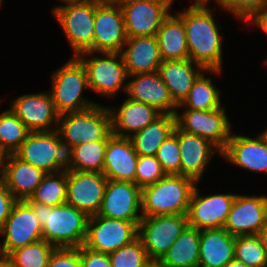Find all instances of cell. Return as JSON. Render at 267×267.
<instances>
[{"mask_svg":"<svg viewBox=\"0 0 267 267\" xmlns=\"http://www.w3.org/2000/svg\"><path fill=\"white\" fill-rule=\"evenodd\" d=\"M55 247L44 239L12 251L7 258L12 267H47Z\"/></svg>","mask_w":267,"mask_h":267,"instance_id":"36","label":"cell"},{"mask_svg":"<svg viewBox=\"0 0 267 267\" xmlns=\"http://www.w3.org/2000/svg\"><path fill=\"white\" fill-rule=\"evenodd\" d=\"M45 175L43 170L22 161L15 154L3 156L1 178L17 200L29 199Z\"/></svg>","mask_w":267,"mask_h":267,"instance_id":"24","label":"cell"},{"mask_svg":"<svg viewBox=\"0 0 267 267\" xmlns=\"http://www.w3.org/2000/svg\"><path fill=\"white\" fill-rule=\"evenodd\" d=\"M77 57L86 68L90 91L106 98L116 96L121 90L126 92L128 75L121 53L87 51Z\"/></svg>","mask_w":267,"mask_h":267,"instance_id":"8","label":"cell"},{"mask_svg":"<svg viewBox=\"0 0 267 267\" xmlns=\"http://www.w3.org/2000/svg\"><path fill=\"white\" fill-rule=\"evenodd\" d=\"M224 267H247V266L243 262L234 258L229 263H227Z\"/></svg>","mask_w":267,"mask_h":267,"instance_id":"47","label":"cell"},{"mask_svg":"<svg viewBox=\"0 0 267 267\" xmlns=\"http://www.w3.org/2000/svg\"><path fill=\"white\" fill-rule=\"evenodd\" d=\"M187 226V214L142 216L138 238L150 260H161Z\"/></svg>","mask_w":267,"mask_h":267,"instance_id":"9","label":"cell"},{"mask_svg":"<svg viewBox=\"0 0 267 267\" xmlns=\"http://www.w3.org/2000/svg\"><path fill=\"white\" fill-rule=\"evenodd\" d=\"M82 267H112L109 254L93 251L84 245L79 247Z\"/></svg>","mask_w":267,"mask_h":267,"instance_id":"43","label":"cell"},{"mask_svg":"<svg viewBox=\"0 0 267 267\" xmlns=\"http://www.w3.org/2000/svg\"><path fill=\"white\" fill-rule=\"evenodd\" d=\"M138 155L130 138L111 135L108 138L103 174L109 180L135 183Z\"/></svg>","mask_w":267,"mask_h":267,"instance_id":"23","label":"cell"},{"mask_svg":"<svg viewBox=\"0 0 267 267\" xmlns=\"http://www.w3.org/2000/svg\"><path fill=\"white\" fill-rule=\"evenodd\" d=\"M267 139V129H265L264 131L261 132Z\"/></svg>","mask_w":267,"mask_h":267,"instance_id":"53","label":"cell"},{"mask_svg":"<svg viewBox=\"0 0 267 267\" xmlns=\"http://www.w3.org/2000/svg\"><path fill=\"white\" fill-rule=\"evenodd\" d=\"M235 240L224 228L201 230L198 267H224L234 259Z\"/></svg>","mask_w":267,"mask_h":267,"instance_id":"27","label":"cell"},{"mask_svg":"<svg viewBox=\"0 0 267 267\" xmlns=\"http://www.w3.org/2000/svg\"><path fill=\"white\" fill-rule=\"evenodd\" d=\"M221 9L231 13L233 16L246 21L253 13L263 9L267 0H215Z\"/></svg>","mask_w":267,"mask_h":267,"instance_id":"41","label":"cell"},{"mask_svg":"<svg viewBox=\"0 0 267 267\" xmlns=\"http://www.w3.org/2000/svg\"><path fill=\"white\" fill-rule=\"evenodd\" d=\"M72 152L73 147L54 130L30 132L14 154L45 173H56L71 170Z\"/></svg>","mask_w":267,"mask_h":267,"instance_id":"5","label":"cell"},{"mask_svg":"<svg viewBox=\"0 0 267 267\" xmlns=\"http://www.w3.org/2000/svg\"><path fill=\"white\" fill-rule=\"evenodd\" d=\"M156 38L162 61L189 59L185 26L177 13L164 19Z\"/></svg>","mask_w":267,"mask_h":267,"instance_id":"29","label":"cell"},{"mask_svg":"<svg viewBox=\"0 0 267 267\" xmlns=\"http://www.w3.org/2000/svg\"><path fill=\"white\" fill-rule=\"evenodd\" d=\"M51 79L49 92L59 115L84 111L98 104L82 95L84 89L90 88L86 68L78 57L72 56L53 71Z\"/></svg>","mask_w":267,"mask_h":267,"instance_id":"4","label":"cell"},{"mask_svg":"<svg viewBox=\"0 0 267 267\" xmlns=\"http://www.w3.org/2000/svg\"><path fill=\"white\" fill-rule=\"evenodd\" d=\"M141 196L142 189L136 183L108 179L97 215L139 225L142 219Z\"/></svg>","mask_w":267,"mask_h":267,"instance_id":"15","label":"cell"},{"mask_svg":"<svg viewBox=\"0 0 267 267\" xmlns=\"http://www.w3.org/2000/svg\"><path fill=\"white\" fill-rule=\"evenodd\" d=\"M47 267H82L78 248H55Z\"/></svg>","mask_w":267,"mask_h":267,"instance_id":"42","label":"cell"},{"mask_svg":"<svg viewBox=\"0 0 267 267\" xmlns=\"http://www.w3.org/2000/svg\"><path fill=\"white\" fill-rule=\"evenodd\" d=\"M57 131L72 147L94 141H108L112 135L111 113L100 103L79 112L59 115Z\"/></svg>","mask_w":267,"mask_h":267,"instance_id":"6","label":"cell"},{"mask_svg":"<svg viewBox=\"0 0 267 267\" xmlns=\"http://www.w3.org/2000/svg\"><path fill=\"white\" fill-rule=\"evenodd\" d=\"M26 203L42 226L45 241L55 248H78L84 245L89 219L84 212L67 203L58 206Z\"/></svg>","mask_w":267,"mask_h":267,"instance_id":"2","label":"cell"},{"mask_svg":"<svg viewBox=\"0 0 267 267\" xmlns=\"http://www.w3.org/2000/svg\"><path fill=\"white\" fill-rule=\"evenodd\" d=\"M197 184L187 212L188 225L198 230L224 228L236 194L202 195Z\"/></svg>","mask_w":267,"mask_h":267,"instance_id":"17","label":"cell"},{"mask_svg":"<svg viewBox=\"0 0 267 267\" xmlns=\"http://www.w3.org/2000/svg\"><path fill=\"white\" fill-rule=\"evenodd\" d=\"M221 158L238 168L266 174L267 139L262 133L253 138L232 133Z\"/></svg>","mask_w":267,"mask_h":267,"instance_id":"21","label":"cell"},{"mask_svg":"<svg viewBox=\"0 0 267 267\" xmlns=\"http://www.w3.org/2000/svg\"><path fill=\"white\" fill-rule=\"evenodd\" d=\"M107 178L103 173L67 171L66 203L84 212L97 215L103 201Z\"/></svg>","mask_w":267,"mask_h":267,"instance_id":"16","label":"cell"},{"mask_svg":"<svg viewBox=\"0 0 267 267\" xmlns=\"http://www.w3.org/2000/svg\"><path fill=\"white\" fill-rule=\"evenodd\" d=\"M120 53L128 76L158 71L162 62L156 36L127 38Z\"/></svg>","mask_w":267,"mask_h":267,"instance_id":"26","label":"cell"},{"mask_svg":"<svg viewBox=\"0 0 267 267\" xmlns=\"http://www.w3.org/2000/svg\"><path fill=\"white\" fill-rule=\"evenodd\" d=\"M128 78L125 92L127 98L153 106L162 114L175 115L178 105L173 101L158 71L138 73Z\"/></svg>","mask_w":267,"mask_h":267,"instance_id":"20","label":"cell"},{"mask_svg":"<svg viewBox=\"0 0 267 267\" xmlns=\"http://www.w3.org/2000/svg\"><path fill=\"white\" fill-rule=\"evenodd\" d=\"M0 236L4 237L0 243V255L6 257L18 248L43 239L42 226L33 209L24 200H18L14 204L0 229Z\"/></svg>","mask_w":267,"mask_h":267,"instance_id":"13","label":"cell"},{"mask_svg":"<svg viewBox=\"0 0 267 267\" xmlns=\"http://www.w3.org/2000/svg\"><path fill=\"white\" fill-rule=\"evenodd\" d=\"M267 224V195L236 194L224 229L233 236L258 235Z\"/></svg>","mask_w":267,"mask_h":267,"instance_id":"18","label":"cell"},{"mask_svg":"<svg viewBox=\"0 0 267 267\" xmlns=\"http://www.w3.org/2000/svg\"><path fill=\"white\" fill-rule=\"evenodd\" d=\"M205 69L190 59L164 60L158 73L169 89L173 101L180 105L187 97L193 82Z\"/></svg>","mask_w":267,"mask_h":267,"instance_id":"28","label":"cell"},{"mask_svg":"<svg viewBox=\"0 0 267 267\" xmlns=\"http://www.w3.org/2000/svg\"><path fill=\"white\" fill-rule=\"evenodd\" d=\"M0 267H12L10 260L6 256L0 255Z\"/></svg>","mask_w":267,"mask_h":267,"instance_id":"49","label":"cell"},{"mask_svg":"<svg viewBox=\"0 0 267 267\" xmlns=\"http://www.w3.org/2000/svg\"><path fill=\"white\" fill-rule=\"evenodd\" d=\"M17 201L18 200L7 189L3 179L0 178V229L5 224L6 219L9 217Z\"/></svg>","mask_w":267,"mask_h":267,"instance_id":"44","label":"cell"},{"mask_svg":"<svg viewBox=\"0 0 267 267\" xmlns=\"http://www.w3.org/2000/svg\"><path fill=\"white\" fill-rule=\"evenodd\" d=\"M234 258L247 267H267V258L258 235L236 236Z\"/></svg>","mask_w":267,"mask_h":267,"instance_id":"37","label":"cell"},{"mask_svg":"<svg viewBox=\"0 0 267 267\" xmlns=\"http://www.w3.org/2000/svg\"><path fill=\"white\" fill-rule=\"evenodd\" d=\"M225 110L224 105L210 111L183 109L179 113L177 110L176 126L184 132L209 140L222 152L232 134V124Z\"/></svg>","mask_w":267,"mask_h":267,"instance_id":"10","label":"cell"},{"mask_svg":"<svg viewBox=\"0 0 267 267\" xmlns=\"http://www.w3.org/2000/svg\"><path fill=\"white\" fill-rule=\"evenodd\" d=\"M143 267H165L160 260H149Z\"/></svg>","mask_w":267,"mask_h":267,"instance_id":"48","label":"cell"},{"mask_svg":"<svg viewBox=\"0 0 267 267\" xmlns=\"http://www.w3.org/2000/svg\"><path fill=\"white\" fill-rule=\"evenodd\" d=\"M173 0H132L121 6L127 38L156 36L164 19L171 13Z\"/></svg>","mask_w":267,"mask_h":267,"instance_id":"12","label":"cell"},{"mask_svg":"<svg viewBox=\"0 0 267 267\" xmlns=\"http://www.w3.org/2000/svg\"><path fill=\"white\" fill-rule=\"evenodd\" d=\"M111 113L112 134L119 137H131L162 113L155 107L126 98L119 107L108 106Z\"/></svg>","mask_w":267,"mask_h":267,"instance_id":"25","label":"cell"},{"mask_svg":"<svg viewBox=\"0 0 267 267\" xmlns=\"http://www.w3.org/2000/svg\"><path fill=\"white\" fill-rule=\"evenodd\" d=\"M137 238L136 223L94 215L88 219L84 246L96 252L110 254Z\"/></svg>","mask_w":267,"mask_h":267,"instance_id":"11","label":"cell"},{"mask_svg":"<svg viewBox=\"0 0 267 267\" xmlns=\"http://www.w3.org/2000/svg\"><path fill=\"white\" fill-rule=\"evenodd\" d=\"M206 72V73H205ZM208 73L220 75L222 70H205L193 82L187 97L177 108L210 111L221 108V91L216 88L210 77H205ZM205 74V75H204Z\"/></svg>","mask_w":267,"mask_h":267,"instance_id":"31","label":"cell"},{"mask_svg":"<svg viewBox=\"0 0 267 267\" xmlns=\"http://www.w3.org/2000/svg\"><path fill=\"white\" fill-rule=\"evenodd\" d=\"M97 1H100V2H114L115 0H97Z\"/></svg>","mask_w":267,"mask_h":267,"instance_id":"52","label":"cell"},{"mask_svg":"<svg viewBox=\"0 0 267 267\" xmlns=\"http://www.w3.org/2000/svg\"><path fill=\"white\" fill-rule=\"evenodd\" d=\"M156 158L160 162L165 174L181 175V158L178 143V127L170 134L159 147Z\"/></svg>","mask_w":267,"mask_h":267,"instance_id":"39","label":"cell"},{"mask_svg":"<svg viewBox=\"0 0 267 267\" xmlns=\"http://www.w3.org/2000/svg\"><path fill=\"white\" fill-rule=\"evenodd\" d=\"M165 175L156 156H138L135 183L141 189L158 182Z\"/></svg>","mask_w":267,"mask_h":267,"instance_id":"40","label":"cell"},{"mask_svg":"<svg viewBox=\"0 0 267 267\" xmlns=\"http://www.w3.org/2000/svg\"><path fill=\"white\" fill-rule=\"evenodd\" d=\"M211 0H194L186 10L178 11L182 18L189 52V59L205 70H223V50L219 29L213 9L208 6Z\"/></svg>","mask_w":267,"mask_h":267,"instance_id":"1","label":"cell"},{"mask_svg":"<svg viewBox=\"0 0 267 267\" xmlns=\"http://www.w3.org/2000/svg\"><path fill=\"white\" fill-rule=\"evenodd\" d=\"M127 41L124 15L115 2L96 0L93 52L120 53Z\"/></svg>","mask_w":267,"mask_h":267,"instance_id":"14","label":"cell"},{"mask_svg":"<svg viewBox=\"0 0 267 267\" xmlns=\"http://www.w3.org/2000/svg\"><path fill=\"white\" fill-rule=\"evenodd\" d=\"M262 247L265 252V256L267 258V224L263 227V229L258 234Z\"/></svg>","mask_w":267,"mask_h":267,"instance_id":"46","label":"cell"},{"mask_svg":"<svg viewBox=\"0 0 267 267\" xmlns=\"http://www.w3.org/2000/svg\"><path fill=\"white\" fill-rule=\"evenodd\" d=\"M178 143L181 158V175L202 180L208 164L214 154L221 156V151L209 140L184 132L178 128Z\"/></svg>","mask_w":267,"mask_h":267,"instance_id":"22","label":"cell"},{"mask_svg":"<svg viewBox=\"0 0 267 267\" xmlns=\"http://www.w3.org/2000/svg\"><path fill=\"white\" fill-rule=\"evenodd\" d=\"M3 154L0 152V178L2 176V161H3Z\"/></svg>","mask_w":267,"mask_h":267,"instance_id":"50","label":"cell"},{"mask_svg":"<svg viewBox=\"0 0 267 267\" xmlns=\"http://www.w3.org/2000/svg\"><path fill=\"white\" fill-rule=\"evenodd\" d=\"M175 126V115L161 114L141 131L129 137L137 155L156 156L159 147L173 133Z\"/></svg>","mask_w":267,"mask_h":267,"instance_id":"30","label":"cell"},{"mask_svg":"<svg viewBox=\"0 0 267 267\" xmlns=\"http://www.w3.org/2000/svg\"><path fill=\"white\" fill-rule=\"evenodd\" d=\"M128 1H132V0H115V3H126Z\"/></svg>","mask_w":267,"mask_h":267,"instance_id":"51","label":"cell"},{"mask_svg":"<svg viewBox=\"0 0 267 267\" xmlns=\"http://www.w3.org/2000/svg\"><path fill=\"white\" fill-rule=\"evenodd\" d=\"M200 230L187 226L160 260L165 267H198Z\"/></svg>","mask_w":267,"mask_h":267,"instance_id":"32","label":"cell"},{"mask_svg":"<svg viewBox=\"0 0 267 267\" xmlns=\"http://www.w3.org/2000/svg\"><path fill=\"white\" fill-rule=\"evenodd\" d=\"M194 179L166 174L158 182L142 188V216L187 214Z\"/></svg>","mask_w":267,"mask_h":267,"instance_id":"3","label":"cell"},{"mask_svg":"<svg viewBox=\"0 0 267 267\" xmlns=\"http://www.w3.org/2000/svg\"><path fill=\"white\" fill-rule=\"evenodd\" d=\"M247 23V24H246ZM246 25H255L259 30H262L267 35V5L253 13L246 21Z\"/></svg>","mask_w":267,"mask_h":267,"instance_id":"45","label":"cell"},{"mask_svg":"<svg viewBox=\"0 0 267 267\" xmlns=\"http://www.w3.org/2000/svg\"><path fill=\"white\" fill-rule=\"evenodd\" d=\"M107 142L94 141L73 147L71 170L103 173Z\"/></svg>","mask_w":267,"mask_h":267,"instance_id":"35","label":"cell"},{"mask_svg":"<svg viewBox=\"0 0 267 267\" xmlns=\"http://www.w3.org/2000/svg\"><path fill=\"white\" fill-rule=\"evenodd\" d=\"M10 107L30 132L57 130L59 114L49 91L18 96Z\"/></svg>","mask_w":267,"mask_h":267,"instance_id":"19","label":"cell"},{"mask_svg":"<svg viewBox=\"0 0 267 267\" xmlns=\"http://www.w3.org/2000/svg\"><path fill=\"white\" fill-rule=\"evenodd\" d=\"M109 258L112 267H143L150 260L139 238L110 253Z\"/></svg>","mask_w":267,"mask_h":267,"instance_id":"38","label":"cell"},{"mask_svg":"<svg viewBox=\"0 0 267 267\" xmlns=\"http://www.w3.org/2000/svg\"><path fill=\"white\" fill-rule=\"evenodd\" d=\"M30 131L26 125L7 109L0 114V152L14 154L26 140Z\"/></svg>","mask_w":267,"mask_h":267,"instance_id":"34","label":"cell"},{"mask_svg":"<svg viewBox=\"0 0 267 267\" xmlns=\"http://www.w3.org/2000/svg\"><path fill=\"white\" fill-rule=\"evenodd\" d=\"M52 14L64 32L73 56L93 51L96 0H59Z\"/></svg>","mask_w":267,"mask_h":267,"instance_id":"7","label":"cell"},{"mask_svg":"<svg viewBox=\"0 0 267 267\" xmlns=\"http://www.w3.org/2000/svg\"><path fill=\"white\" fill-rule=\"evenodd\" d=\"M67 198V171L46 173L42 182L34 193L25 202H37L40 204L58 206L66 203Z\"/></svg>","mask_w":267,"mask_h":267,"instance_id":"33","label":"cell"}]
</instances>
